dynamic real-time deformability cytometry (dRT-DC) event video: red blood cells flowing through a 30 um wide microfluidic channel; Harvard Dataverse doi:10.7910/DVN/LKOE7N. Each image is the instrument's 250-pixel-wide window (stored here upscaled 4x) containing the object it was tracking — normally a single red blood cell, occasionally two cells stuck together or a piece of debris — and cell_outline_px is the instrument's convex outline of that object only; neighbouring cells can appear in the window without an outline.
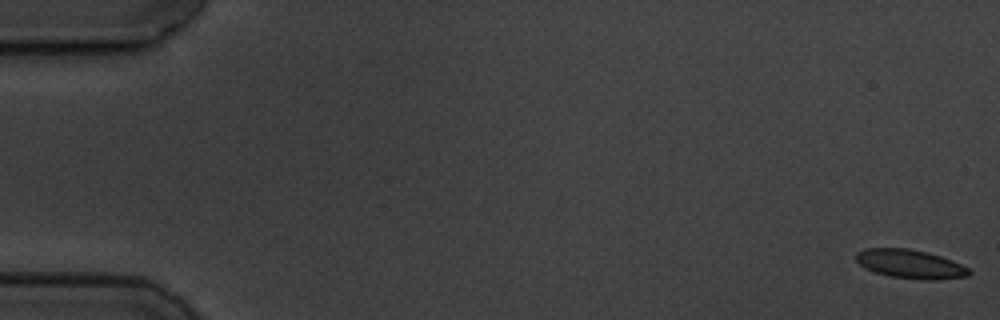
{"species": "common noctule bat (a hibernating species)", "species_latin": "Nyctalus noctula", "temperature_condition": "cold", "stored_images_in_passage": 5, "camera_frame_rate_fps": 3000, "um_per_image_px": 0.085, "animal": {"sex": "male", "body_mass_g": 19.5, "forearm_length_mm": 54.6}, "frame": {"image": 1, "passage_image": 1, "time_ms": 0.0, "image_size_px": [1000, 320], "cell_outline_px": [[972, 272], [968, 276], [936, 280], [924, 280], [888, 276], [864, 268], [856, 260], [856, 252], [864, 248], [908, 248], [928, 252], [952, 260], [968, 268]], "centroid_in_image_um": [77.36, 22.44], "position_along_channel_um": 7.6, "area_um2": 19.07}}
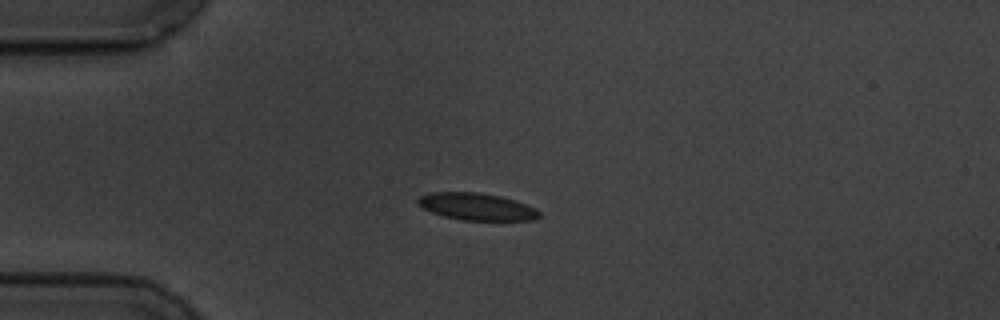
{"frame": {"image": 2, "passage_image": 5, "time_ms": 4.667, "image_size_px": [1000, 320], "cell_outline_px": [[540, 216], [532, 220], [464, 220], [444, 216], [432, 212], [424, 208], [416, 200], [420, 196], [428, 192], [480, 192], [500, 196], [536, 208], [540, 212]], "centroid_in_image_um": [40.51, 17.56], "position_along_channel_um": 44.5, "area_um2": 18.96}}